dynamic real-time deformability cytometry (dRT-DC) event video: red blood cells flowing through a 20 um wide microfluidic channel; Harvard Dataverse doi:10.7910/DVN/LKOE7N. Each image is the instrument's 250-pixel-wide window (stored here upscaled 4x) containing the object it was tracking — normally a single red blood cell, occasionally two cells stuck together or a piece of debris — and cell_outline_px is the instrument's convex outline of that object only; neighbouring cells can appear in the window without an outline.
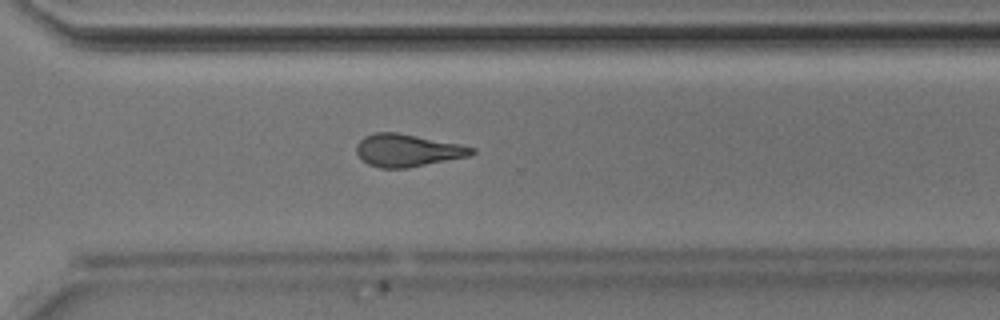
{"species": "Egyptian fruit bat (a non-hibernating species)", "species_latin": "Rousettus aegyptiacus", "temperature_condition": "room temperature", "stored_images_in_passage": 32, "camera_frame_rate_fps": 3000, "um_per_image_px": 0.085, "animal": {"sex": "male"}, "frame": {"image": 1, "passage_image": 28, "time_ms": 9.0, "image_size_px": [1000, 320], "cell_outline_px": [[476, 152], [472, 156], [408, 168], [380, 168], [368, 164], [356, 152], [356, 144], [364, 136], [376, 132], [396, 132], [460, 144], [476, 148]], "centroid_in_image_um": [34.67, 12.78], "position_along_channel_um": 335.9, "area_um2": 21.96}}